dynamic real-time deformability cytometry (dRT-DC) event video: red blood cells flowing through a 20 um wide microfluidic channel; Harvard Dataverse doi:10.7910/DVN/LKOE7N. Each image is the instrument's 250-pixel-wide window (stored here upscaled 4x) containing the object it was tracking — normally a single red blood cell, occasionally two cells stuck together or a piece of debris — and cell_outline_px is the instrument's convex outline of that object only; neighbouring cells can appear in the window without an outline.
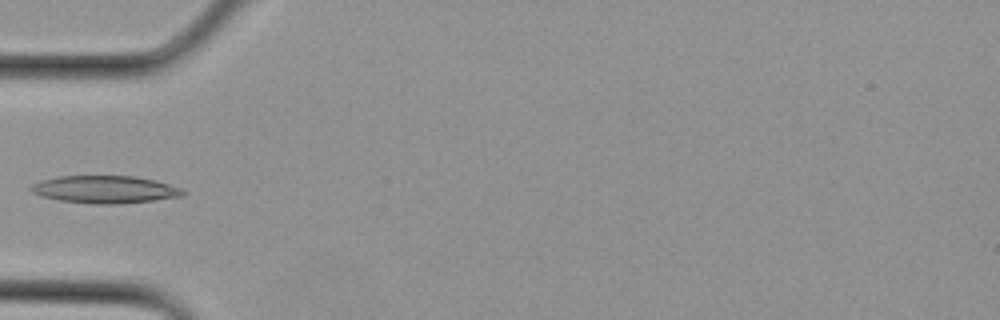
{"species": "Egyptian fruit bat (a non-hibernating species)", "species_latin": "Rousettus aegyptiacus", "temperature_condition": "cold", "stored_images_in_passage": 2, "camera_frame_rate_fps": 3000, "um_per_image_px": 0.085, "animal": {"sex": "female"}, "frame": {"image": 1, "passage_image": 2, "time_ms": 0.333, "image_size_px": [1000, 320], "cell_outline_px": [[184, 196], [152, 200], [116, 204], [96, 204], [60, 200], [44, 196], [32, 192], [28, 188], [32, 184], [40, 180], [60, 176], [136, 176], [168, 184], [180, 188], [184, 192]], "centroid_in_image_um": [8.89, 16.1], "position_along_channel_um": 76.1, "area_um2": 24.04}}